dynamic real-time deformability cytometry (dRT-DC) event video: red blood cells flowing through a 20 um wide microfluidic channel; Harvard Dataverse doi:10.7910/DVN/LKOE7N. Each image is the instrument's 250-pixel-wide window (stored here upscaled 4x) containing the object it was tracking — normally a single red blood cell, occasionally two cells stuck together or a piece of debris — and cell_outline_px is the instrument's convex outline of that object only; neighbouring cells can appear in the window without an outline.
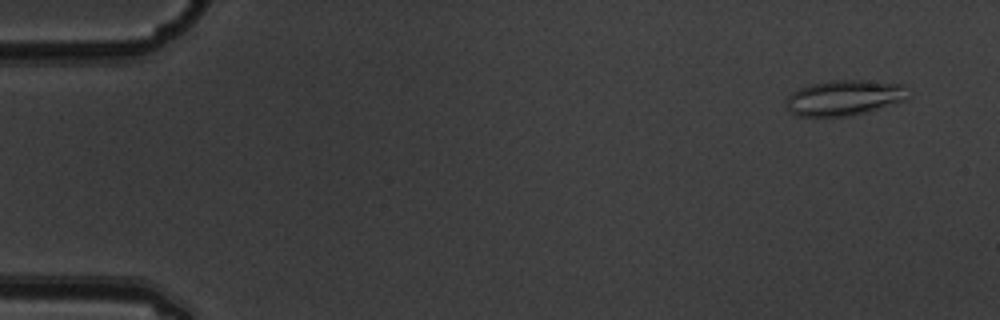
{"species": "common noctule bat (a hibernating species)", "species_latin": "Nyctalus noctula", "temperature_condition": "warm", "stored_images_in_passage": 5, "camera_frame_rate_fps": 3000, "um_per_image_px": 0.085, "animal": {"sex": "male", "body_mass_g": 19.5, "forearm_length_mm": 54.6}, "frame": {"image": 1, "passage_image": 1, "time_ms": 0.0, "image_size_px": [1000, 320], "cell_outline_px": [[912, 96], [908, 100], [864, 112], [844, 116], [796, 116], [784, 104], [784, 100], [792, 92], [808, 84], [832, 80], [864, 80], [904, 84]], "centroid_in_image_um": [71.79, 8.29], "position_along_channel_um": 13.2, "area_um2": 25.43}}